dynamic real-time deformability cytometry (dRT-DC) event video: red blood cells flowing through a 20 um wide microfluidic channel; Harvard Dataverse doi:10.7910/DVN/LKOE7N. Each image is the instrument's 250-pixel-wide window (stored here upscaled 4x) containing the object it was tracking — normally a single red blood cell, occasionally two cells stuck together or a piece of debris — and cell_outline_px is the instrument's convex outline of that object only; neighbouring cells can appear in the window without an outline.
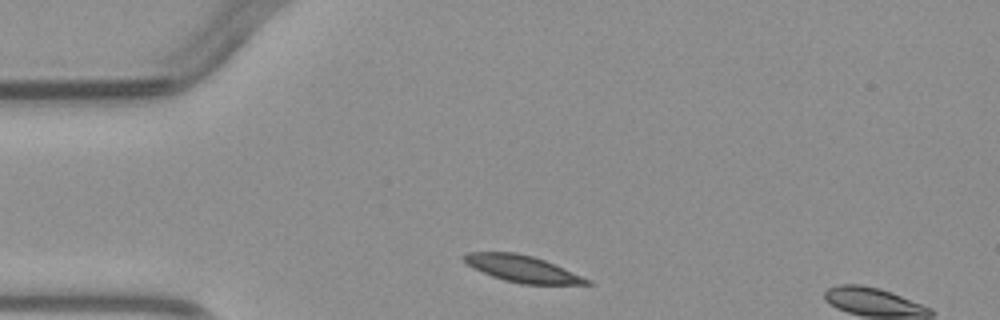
{"species": "common noctule bat (a hibernating species)", "species_latin": "Nyctalus noctula", "temperature_condition": "warm", "stored_images_in_passage": 2, "camera_frame_rate_fps": 3000, "um_per_image_px": 0.085, "animal": {"sex": "male", "body_mass_g": 23.1, "forearm_length_mm": 52.7}, "frame": {"image": 1, "passage_image": 1, "time_ms": 0.0, "image_size_px": [1000, 320], "cell_outline_px": [[592, 284], [520, 284], [504, 280], [492, 276], [472, 268], [460, 256], [468, 252], [516, 252], [532, 256], [544, 260], [592, 280]], "centroid_in_image_um": [44.37, 22.84], "position_along_channel_um": 40.6, "area_um2": 19.02}}